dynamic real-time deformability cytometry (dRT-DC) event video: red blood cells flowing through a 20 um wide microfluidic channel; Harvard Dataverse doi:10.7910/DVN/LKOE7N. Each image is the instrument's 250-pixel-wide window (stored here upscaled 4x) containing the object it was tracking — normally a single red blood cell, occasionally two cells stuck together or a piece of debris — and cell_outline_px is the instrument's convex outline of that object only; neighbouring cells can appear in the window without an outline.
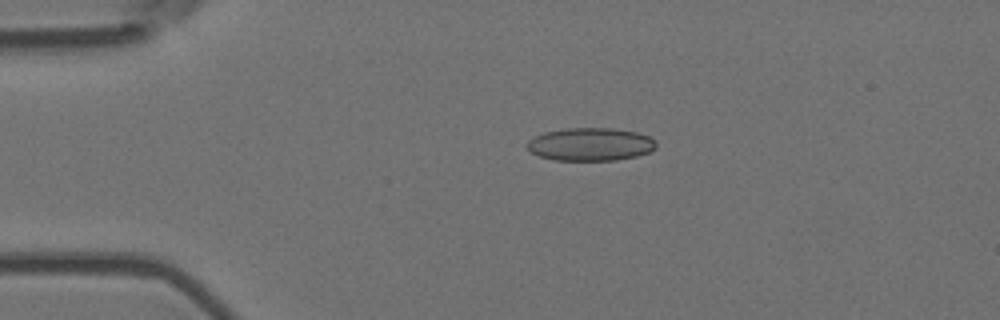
{"species": "Egyptian fruit bat (a non-hibernating species)", "species_latin": "Rousettus aegyptiacus", "temperature_condition": "room temperature", "stored_images_in_passage": 44, "camera_frame_rate_fps": 3000, "um_per_image_px": 0.085, "animal": {"sex": "female"}, "frame": {"image": 1, "passage_image": 1, "time_ms": 0.0, "image_size_px": [1000, 320], "cell_outline_px": [[656, 148], [648, 152], [636, 156], [616, 160], [556, 160], [540, 156], [532, 152], [528, 148], [528, 140], [544, 132], [564, 128], [612, 128], [636, 132], [648, 136], [656, 140]], "centroid_in_image_um": [50.21, 12.26], "position_along_channel_um": 34.8, "area_um2": 24.68}}
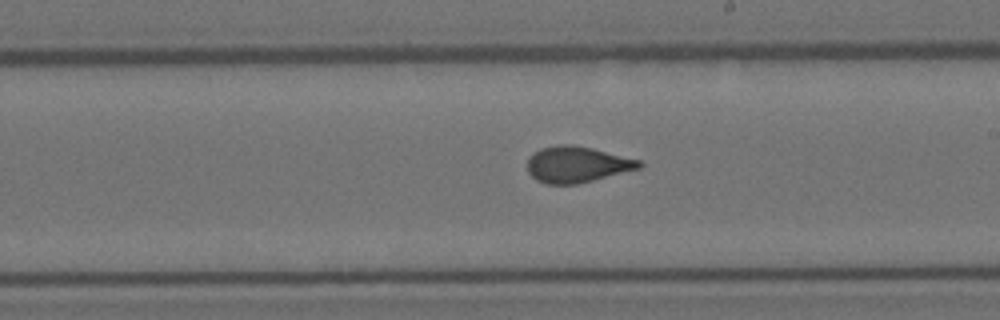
{"frame": {"image": 2, "passage_image": 21, "time_ms": 6.667, "image_size_px": [1000, 320], "cell_outline_px": [[644, 164], [640, 168], [576, 184], [544, 184], [536, 180], [528, 172], [528, 156], [532, 152], [540, 148], [560, 144], [572, 144], [592, 148], [640, 160]], "centroid_in_image_um": [49.0, 13.97], "position_along_channel_um": 240.0, "area_um2": 23.52}}
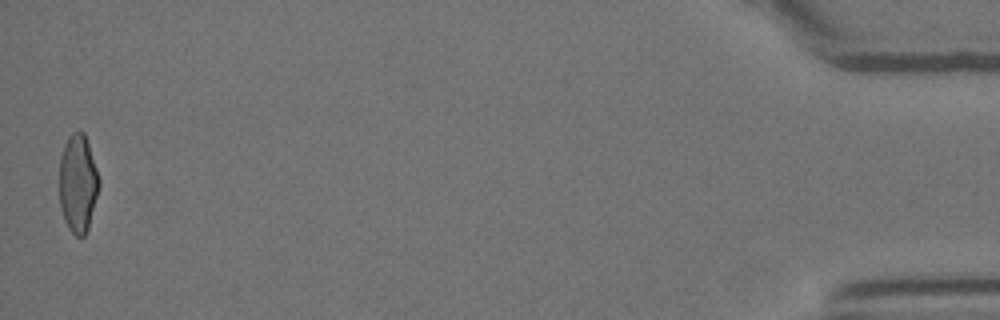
{"frame": {"image": 3, "passage_image": 44, "time_ms": 14.333, "image_size_px": [1000, 320], "cell_outline_px": [[100, 184], [88, 228], [84, 236], [76, 236], [68, 228], [64, 220], [60, 208], [60, 156], [64, 144], [68, 136], [72, 132], [80, 128], [84, 132], [100, 180]], "centroid_in_image_um": [6.61, 15.56], "position_along_channel_um": 428.6, "area_um2": 22.72}, "authors_computed_cell_mechanics": {"area_um2": 23.3801, "velocity_mm_per_s": 3.6688, "shape_relaxation_time_tau1_ms": null, "shape_relaxation_time_tau2_ms": 1.1468, "deformation_change_tau1": null, "deformation_change_tau2": 0.0599}}